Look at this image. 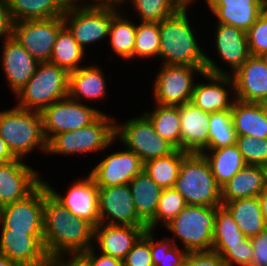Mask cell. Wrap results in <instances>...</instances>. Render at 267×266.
Returning <instances> with one entry per match:
<instances>
[{
    "label": "cell",
    "mask_w": 267,
    "mask_h": 266,
    "mask_svg": "<svg viewBox=\"0 0 267 266\" xmlns=\"http://www.w3.org/2000/svg\"><path fill=\"white\" fill-rule=\"evenodd\" d=\"M0 266H19L16 262L10 260L5 255L0 253Z\"/></svg>",
    "instance_id": "obj_57"
},
{
    "label": "cell",
    "mask_w": 267,
    "mask_h": 266,
    "mask_svg": "<svg viewBox=\"0 0 267 266\" xmlns=\"http://www.w3.org/2000/svg\"><path fill=\"white\" fill-rule=\"evenodd\" d=\"M171 2L178 8V9H187L189 8L188 5L193 3V0H171Z\"/></svg>",
    "instance_id": "obj_56"
},
{
    "label": "cell",
    "mask_w": 267,
    "mask_h": 266,
    "mask_svg": "<svg viewBox=\"0 0 267 266\" xmlns=\"http://www.w3.org/2000/svg\"><path fill=\"white\" fill-rule=\"evenodd\" d=\"M154 111L145 112L155 131L176 149H180L181 121L179 106L156 105Z\"/></svg>",
    "instance_id": "obj_35"
},
{
    "label": "cell",
    "mask_w": 267,
    "mask_h": 266,
    "mask_svg": "<svg viewBox=\"0 0 267 266\" xmlns=\"http://www.w3.org/2000/svg\"><path fill=\"white\" fill-rule=\"evenodd\" d=\"M238 266H259V265H256L254 263H246V264H241V265H238Z\"/></svg>",
    "instance_id": "obj_59"
},
{
    "label": "cell",
    "mask_w": 267,
    "mask_h": 266,
    "mask_svg": "<svg viewBox=\"0 0 267 266\" xmlns=\"http://www.w3.org/2000/svg\"><path fill=\"white\" fill-rule=\"evenodd\" d=\"M201 153L207 159L220 187L247 165L236 144L218 149H204Z\"/></svg>",
    "instance_id": "obj_29"
},
{
    "label": "cell",
    "mask_w": 267,
    "mask_h": 266,
    "mask_svg": "<svg viewBox=\"0 0 267 266\" xmlns=\"http://www.w3.org/2000/svg\"><path fill=\"white\" fill-rule=\"evenodd\" d=\"M231 77L236 100L259 103L267 98V62L262 56L251 55Z\"/></svg>",
    "instance_id": "obj_19"
},
{
    "label": "cell",
    "mask_w": 267,
    "mask_h": 266,
    "mask_svg": "<svg viewBox=\"0 0 267 266\" xmlns=\"http://www.w3.org/2000/svg\"><path fill=\"white\" fill-rule=\"evenodd\" d=\"M64 26L63 17L28 20L13 23L12 36L39 63L49 62L59 30Z\"/></svg>",
    "instance_id": "obj_13"
},
{
    "label": "cell",
    "mask_w": 267,
    "mask_h": 266,
    "mask_svg": "<svg viewBox=\"0 0 267 266\" xmlns=\"http://www.w3.org/2000/svg\"><path fill=\"white\" fill-rule=\"evenodd\" d=\"M13 23L44 20L63 16L65 9L59 0H6Z\"/></svg>",
    "instance_id": "obj_32"
},
{
    "label": "cell",
    "mask_w": 267,
    "mask_h": 266,
    "mask_svg": "<svg viewBox=\"0 0 267 266\" xmlns=\"http://www.w3.org/2000/svg\"><path fill=\"white\" fill-rule=\"evenodd\" d=\"M40 113L43 134L48 141L59 133L75 131L90 125L102 114V111L67 96L44 108Z\"/></svg>",
    "instance_id": "obj_9"
},
{
    "label": "cell",
    "mask_w": 267,
    "mask_h": 266,
    "mask_svg": "<svg viewBox=\"0 0 267 266\" xmlns=\"http://www.w3.org/2000/svg\"><path fill=\"white\" fill-rule=\"evenodd\" d=\"M205 66L162 65L153 85L154 101L159 105L179 106L191 102L194 73L202 75Z\"/></svg>",
    "instance_id": "obj_10"
},
{
    "label": "cell",
    "mask_w": 267,
    "mask_h": 266,
    "mask_svg": "<svg viewBox=\"0 0 267 266\" xmlns=\"http://www.w3.org/2000/svg\"><path fill=\"white\" fill-rule=\"evenodd\" d=\"M136 24V35L134 45V58L159 57L160 35L159 23L143 22Z\"/></svg>",
    "instance_id": "obj_40"
},
{
    "label": "cell",
    "mask_w": 267,
    "mask_h": 266,
    "mask_svg": "<svg viewBox=\"0 0 267 266\" xmlns=\"http://www.w3.org/2000/svg\"><path fill=\"white\" fill-rule=\"evenodd\" d=\"M101 71L98 66L88 65L69 72L68 96L77 101L104 98L107 87Z\"/></svg>",
    "instance_id": "obj_27"
},
{
    "label": "cell",
    "mask_w": 267,
    "mask_h": 266,
    "mask_svg": "<svg viewBox=\"0 0 267 266\" xmlns=\"http://www.w3.org/2000/svg\"><path fill=\"white\" fill-rule=\"evenodd\" d=\"M247 39L250 55L263 57L267 53V12L265 10L247 31Z\"/></svg>",
    "instance_id": "obj_45"
},
{
    "label": "cell",
    "mask_w": 267,
    "mask_h": 266,
    "mask_svg": "<svg viewBox=\"0 0 267 266\" xmlns=\"http://www.w3.org/2000/svg\"><path fill=\"white\" fill-rule=\"evenodd\" d=\"M187 16V9H179L172 16L159 22V57L165 65L205 66V72L215 75H229L219 68L199 47L195 31Z\"/></svg>",
    "instance_id": "obj_2"
},
{
    "label": "cell",
    "mask_w": 267,
    "mask_h": 266,
    "mask_svg": "<svg viewBox=\"0 0 267 266\" xmlns=\"http://www.w3.org/2000/svg\"><path fill=\"white\" fill-rule=\"evenodd\" d=\"M94 246L83 252V254L92 262L93 266H123V261L119 258L100 253L96 255Z\"/></svg>",
    "instance_id": "obj_50"
},
{
    "label": "cell",
    "mask_w": 267,
    "mask_h": 266,
    "mask_svg": "<svg viewBox=\"0 0 267 266\" xmlns=\"http://www.w3.org/2000/svg\"><path fill=\"white\" fill-rule=\"evenodd\" d=\"M94 230L92 223L74 216L48 190L44 193L43 243L49 258L87 251L94 246Z\"/></svg>",
    "instance_id": "obj_1"
},
{
    "label": "cell",
    "mask_w": 267,
    "mask_h": 266,
    "mask_svg": "<svg viewBox=\"0 0 267 266\" xmlns=\"http://www.w3.org/2000/svg\"><path fill=\"white\" fill-rule=\"evenodd\" d=\"M146 231L147 226L100 223L95 227L94 240L102 254L123 260Z\"/></svg>",
    "instance_id": "obj_23"
},
{
    "label": "cell",
    "mask_w": 267,
    "mask_h": 266,
    "mask_svg": "<svg viewBox=\"0 0 267 266\" xmlns=\"http://www.w3.org/2000/svg\"><path fill=\"white\" fill-rule=\"evenodd\" d=\"M202 77L209 80V83H195L191 102L199 109L209 113L231 110L233 102L236 100L228 92L230 87L234 90L231 75H215L204 72Z\"/></svg>",
    "instance_id": "obj_21"
},
{
    "label": "cell",
    "mask_w": 267,
    "mask_h": 266,
    "mask_svg": "<svg viewBox=\"0 0 267 266\" xmlns=\"http://www.w3.org/2000/svg\"><path fill=\"white\" fill-rule=\"evenodd\" d=\"M236 132L231 110L211 113L208 128V146L205 149H218L236 144Z\"/></svg>",
    "instance_id": "obj_37"
},
{
    "label": "cell",
    "mask_w": 267,
    "mask_h": 266,
    "mask_svg": "<svg viewBox=\"0 0 267 266\" xmlns=\"http://www.w3.org/2000/svg\"><path fill=\"white\" fill-rule=\"evenodd\" d=\"M179 114L181 121L180 150L187 153H201L208 146L211 113L188 102L179 105Z\"/></svg>",
    "instance_id": "obj_22"
},
{
    "label": "cell",
    "mask_w": 267,
    "mask_h": 266,
    "mask_svg": "<svg viewBox=\"0 0 267 266\" xmlns=\"http://www.w3.org/2000/svg\"><path fill=\"white\" fill-rule=\"evenodd\" d=\"M264 114L267 117V98H265L264 100H262L261 102H259Z\"/></svg>",
    "instance_id": "obj_58"
},
{
    "label": "cell",
    "mask_w": 267,
    "mask_h": 266,
    "mask_svg": "<svg viewBox=\"0 0 267 266\" xmlns=\"http://www.w3.org/2000/svg\"><path fill=\"white\" fill-rule=\"evenodd\" d=\"M265 171H266V187H267V166H265Z\"/></svg>",
    "instance_id": "obj_60"
},
{
    "label": "cell",
    "mask_w": 267,
    "mask_h": 266,
    "mask_svg": "<svg viewBox=\"0 0 267 266\" xmlns=\"http://www.w3.org/2000/svg\"><path fill=\"white\" fill-rule=\"evenodd\" d=\"M0 137L17 158L23 159L37 147L44 152L47 150L42 117L38 111L18 106L0 111Z\"/></svg>",
    "instance_id": "obj_4"
},
{
    "label": "cell",
    "mask_w": 267,
    "mask_h": 266,
    "mask_svg": "<svg viewBox=\"0 0 267 266\" xmlns=\"http://www.w3.org/2000/svg\"><path fill=\"white\" fill-rule=\"evenodd\" d=\"M0 253L19 266H49L43 236L1 229Z\"/></svg>",
    "instance_id": "obj_18"
},
{
    "label": "cell",
    "mask_w": 267,
    "mask_h": 266,
    "mask_svg": "<svg viewBox=\"0 0 267 266\" xmlns=\"http://www.w3.org/2000/svg\"><path fill=\"white\" fill-rule=\"evenodd\" d=\"M264 5L267 4V0H260Z\"/></svg>",
    "instance_id": "obj_61"
},
{
    "label": "cell",
    "mask_w": 267,
    "mask_h": 266,
    "mask_svg": "<svg viewBox=\"0 0 267 266\" xmlns=\"http://www.w3.org/2000/svg\"><path fill=\"white\" fill-rule=\"evenodd\" d=\"M217 17V23H224L247 32L264 12L260 0H205Z\"/></svg>",
    "instance_id": "obj_24"
},
{
    "label": "cell",
    "mask_w": 267,
    "mask_h": 266,
    "mask_svg": "<svg viewBox=\"0 0 267 266\" xmlns=\"http://www.w3.org/2000/svg\"><path fill=\"white\" fill-rule=\"evenodd\" d=\"M47 187L42 182L25 199L0 208L1 229L26 232L31 236H43L44 193Z\"/></svg>",
    "instance_id": "obj_11"
},
{
    "label": "cell",
    "mask_w": 267,
    "mask_h": 266,
    "mask_svg": "<svg viewBox=\"0 0 267 266\" xmlns=\"http://www.w3.org/2000/svg\"><path fill=\"white\" fill-rule=\"evenodd\" d=\"M98 199L100 223L147 226L137 215L129 184L99 188Z\"/></svg>",
    "instance_id": "obj_14"
},
{
    "label": "cell",
    "mask_w": 267,
    "mask_h": 266,
    "mask_svg": "<svg viewBox=\"0 0 267 266\" xmlns=\"http://www.w3.org/2000/svg\"><path fill=\"white\" fill-rule=\"evenodd\" d=\"M2 70L14 94L22 89L36 72L39 62L13 37L3 42Z\"/></svg>",
    "instance_id": "obj_20"
},
{
    "label": "cell",
    "mask_w": 267,
    "mask_h": 266,
    "mask_svg": "<svg viewBox=\"0 0 267 266\" xmlns=\"http://www.w3.org/2000/svg\"><path fill=\"white\" fill-rule=\"evenodd\" d=\"M215 48L220 59L230 65L229 75L234 74L251 56L248 47L247 32L224 23H217Z\"/></svg>",
    "instance_id": "obj_25"
},
{
    "label": "cell",
    "mask_w": 267,
    "mask_h": 266,
    "mask_svg": "<svg viewBox=\"0 0 267 266\" xmlns=\"http://www.w3.org/2000/svg\"><path fill=\"white\" fill-rule=\"evenodd\" d=\"M120 125L117 123L115 126L116 138L119 137L120 142L140 157L143 163L170 155L176 150L172 144L157 134L144 113Z\"/></svg>",
    "instance_id": "obj_8"
},
{
    "label": "cell",
    "mask_w": 267,
    "mask_h": 266,
    "mask_svg": "<svg viewBox=\"0 0 267 266\" xmlns=\"http://www.w3.org/2000/svg\"><path fill=\"white\" fill-rule=\"evenodd\" d=\"M223 206L231 213L245 237L252 238L267 228L258 196L229 201Z\"/></svg>",
    "instance_id": "obj_30"
},
{
    "label": "cell",
    "mask_w": 267,
    "mask_h": 266,
    "mask_svg": "<svg viewBox=\"0 0 267 266\" xmlns=\"http://www.w3.org/2000/svg\"><path fill=\"white\" fill-rule=\"evenodd\" d=\"M137 215L148 224L158 208L162 188L144 171L129 182Z\"/></svg>",
    "instance_id": "obj_31"
},
{
    "label": "cell",
    "mask_w": 267,
    "mask_h": 266,
    "mask_svg": "<svg viewBox=\"0 0 267 266\" xmlns=\"http://www.w3.org/2000/svg\"><path fill=\"white\" fill-rule=\"evenodd\" d=\"M144 169V163L133 151L124 149L107 155L90 171L99 188L129 184Z\"/></svg>",
    "instance_id": "obj_17"
},
{
    "label": "cell",
    "mask_w": 267,
    "mask_h": 266,
    "mask_svg": "<svg viewBox=\"0 0 267 266\" xmlns=\"http://www.w3.org/2000/svg\"><path fill=\"white\" fill-rule=\"evenodd\" d=\"M114 7H80L68 9L63 17L64 25L84 50L88 44L109 36L112 18L121 10Z\"/></svg>",
    "instance_id": "obj_12"
},
{
    "label": "cell",
    "mask_w": 267,
    "mask_h": 266,
    "mask_svg": "<svg viewBox=\"0 0 267 266\" xmlns=\"http://www.w3.org/2000/svg\"><path fill=\"white\" fill-rule=\"evenodd\" d=\"M263 58H264L265 61L267 62V53L263 56Z\"/></svg>",
    "instance_id": "obj_62"
},
{
    "label": "cell",
    "mask_w": 267,
    "mask_h": 266,
    "mask_svg": "<svg viewBox=\"0 0 267 266\" xmlns=\"http://www.w3.org/2000/svg\"><path fill=\"white\" fill-rule=\"evenodd\" d=\"M45 183L54 198L66 207L74 216L85 219L95 227L100 224L99 217V186L94 178L88 174L85 179L76 180L64 195L58 194L54 188Z\"/></svg>",
    "instance_id": "obj_15"
},
{
    "label": "cell",
    "mask_w": 267,
    "mask_h": 266,
    "mask_svg": "<svg viewBox=\"0 0 267 266\" xmlns=\"http://www.w3.org/2000/svg\"><path fill=\"white\" fill-rule=\"evenodd\" d=\"M265 188V167L246 165L221 187L222 203L259 196Z\"/></svg>",
    "instance_id": "obj_26"
},
{
    "label": "cell",
    "mask_w": 267,
    "mask_h": 266,
    "mask_svg": "<svg viewBox=\"0 0 267 266\" xmlns=\"http://www.w3.org/2000/svg\"><path fill=\"white\" fill-rule=\"evenodd\" d=\"M182 194L175 188L163 189L155 217L147 224V230L154 231L159 223L166 226L186 207Z\"/></svg>",
    "instance_id": "obj_39"
},
{
    "label": "cell",
    "mask_w": 267,
    "mask_h": 266,
    "mask_svg": "<svg viewBox=\"0 0 267 266\" xmlns=\"http://www.w3.org/2000/svg\"><path fill=\"white\" fill-rule=\"evenodd\" d=\"M12 27L13 21L10 17L7 1L0 0V37H4L3 40L12 36Z\"/></svg>",
    "instance_id": "obj_51"
},
{
    "label": "cell",
    "mask_w": 267,
    "mask_h": 266,
    "mask_svg": "<svg viewBox=\"0 0 267 266\" xmlns=\"http://www.w3.org/2000/svg\"><path fill=\"white\" fill-rule=\"evenodd\" d=\"M174 188L182 194L187 205H223L221 187L202 153H188L182 159Z\"/></svg>",
    "instance_id": "obj_3"
},
{
    "label": "cell",
    "mask_w": 267,
    "mask_h": 266,
    "mask_svg": "<svg viewBox=\"0 0 267 266\" xmlns=\"http://www.w3.org/2000/svg\"><path fill=\"white\" fill-rule=\"evenodd\" d=\"M38 174L21 158L0 163V208L30 195L43 182Z\"/></svg>",
    "instance_id": "obj_16"
},
{
    "label": "cell",
    "mask_w": 267,
    "mask_h": 266,
    "mask_svg": "<svg viewBox=\"0 0 267 266\" xmlns=\"http://www.w3.org/2000/svg\"><path fill=\"white\" fill-rule=\"evenodd\" d=\"M115 126V119L102 113L88 126L51 137L46 153L67 155L101 151L116 141Z\"/></svg>",
    "instance_id": "obj_6"
},
{
    "label": "cell",
    "mask_w": 267,
    "mask_h": 266,
    "mask_svg": "<svg viewBox=\"0 0 267 266\" xmlns=\"http://www.w3.org/2000/svg\"><path fill=\"white\" fill-rule=\"evenodd\" d=\"M16 159L17 157L11 152L8 145L0 137V163H8Z\"/></svg>",
    "instance_id": "obj_52"
},
{
    "label": "cell",
    "mask_w": 267,
    "mask_h": 266,
    "mask_svg": "<svg viewBox=\"0 0 267 266\" xmlns=\"http://www.w3.org/2000/svg\"><path fill=\"white\" fill-rule=\"evenodd\" d=\"M122 261L123 266H154L150 251V230L144 233Z\"/></svg>",
    "instance_id": "obj_46"
},
{
    "label": "cell",
    "mask_w": 267,
    "mask_h": 266,
    "mask_svg": "<svg viewBox=\"0 0 267 266\" xmlns=\"http://www.w3.org/2000/svg\"><path fill=\"white\" fill-rule=\"evenodd\" d=\"M84 53L85 50L79 46L72 33L64 25L59 30L49 63L72 72L82 67L79 64L84 58Z\"/></svg>",
    "instance_id": "obj_33"
},
{
    "label": "cell",
    "mask_w": 267,
    "mask_h": 266,
    "mask_svg": "<svg viewBox=\"0 0 267 266\" xmlns=\"http://www.w3.org/2000/svg\"><path fill=\"white\" fill-rule=\"evenodd\" d=\"M68 258L58 255L50 258L49 266H93L92 262L83 253H69Z\"/></svg>",
    "instance_id": "obj_49"
},
{
    "label": "cell",
    "mask_w": 267,
    "mask_h": 266,
    "mask_svg": "<svg viewBox=\"0 0 267 266\" xmlns=\"http://www.w3.org/2000/svg\"><path fill=\"white\" fill-rule=\"evenodd\" d=\"M169 240L166 238V240L155 241L150 230V251L154 266H183L189 252L179 248L174 238Z\"/></svg>",
    "instance_id": "obj_41"
},
{
    "label": "cell",
    "mask_w": 267,
    "mask_h": 266,
    "mask_svg": "<svg viewBox=\"0 0 267 266\" xmlns=\"http://www.w3.org/2000/svg\"><path fill=\"white\" fill-rule=\"evenodd\" d=\"M125 17L118 12L112 18L108 37L117 56L128 60L134 58L136 24Z\"/></svg>",
    "instance_id": "obj_36"
},
{
    "label": "cell",
    "mask_w": 267,
    "mask_h": 266,
    "mask_svg": "<svg viewBox=\"0 0 267 266\" xmlns=\"http://www.w3.org/2000/svg\"><path fill=\"white\" fill-rule=\"evenodd\" d=\"M216 207L186 205L165 227L188 252L212 249Z\"/></svg>",
    "instance_id": "obj_7"
},
{
    "label": "cell",
    "mask_w": 267,
    "mask_h": 266,
    "mask_svg": "<svg viewBox=\"0 0 267 266\" xmlns=\"http://www.w3.org/2000/svg\"><path fill=\"white\" fill-rule=\"evenodd\" d=\"M183 266H225V263L218 252L210 249L189 252Z\"/></svg>",
    "instance_id": "obj_47"
},
{
    "label": "cell",
    "mask_w": 267,
    "mask_h": 266,
    "mask_svg": "<svg viewBox=\"0 0 267 266\" xmlns=\"http://www.w3.org/2000/svg\"><path fill=\"white\" fill-rule=\"evenodd\" d=\"M231 112L236 136L267 138V117L259 103L234 100Z\"/></svg>",
    "instance_id": "obj_28"
},
{
    "label": "cell",
    "mask_w": 267,
    "mask_h": 266,
    "mask_svg": "<svg viewBox=\"0 0 267 266\" xmlns=\"http://www.w3.org/2000/svg\"><path fill=\"white\" fill-rule=\"evenodd\" d=\"M138 17L143 22L159 23L179 9L171 0H130Z\"/></svg>",
    "instance_id": "obj_42"
},
{
    "label": "cell",
    "mask_w": 267,
    "mask_h": 266,
    "mask_svg": "<svg viewBox=\"0 0 267 266\" xmlns=\"http://www.w3.org/2000/svg\"><path fill=\"white\" fill-rule=\"evenodd\" d=\"M224 260L225 266H237L252 263L253 250L250 238H245L236 246H212Z\"/></svg>",
    "instance_id": "obj_44"
},
{
    "label": "cell",
    "mask_w": 267,
    "mask_h": 266,
    "mask_svg": "<svg viewBox=\"0 0 267 266\" xmlns=\"http://www.w3.org/2000/svg\"><path fill=\"white\" fill-rule=\"evenodd\" d=\"M250 239L253 250L252 263L267 266V228Z\"/></svg>",
    "instance_id": "obj_48"
},
{
    "label": "cell",
    "mask_w": 267,
    "mask_h": 266,
    "mask_svg": "<svg viewBox=\"0 0 267 266\" xmlns=\"http://www.w3.org/2000/svg\"><path fill=\"white\" fill-rule=\"evenodd\" d=\"M98 1V6H103V7H114L119 9L120 4L127 3L129 2L128 0H97Z\"/></svg>",
    "instance_id": "obj_55"
},
{
    "label": "cell",
    "mask_w": 267,
    "mask_h": 266,
    "mask_svg": "<svg viewBox=\"0 0 267 266\" xmlns=\"http://www.w3.org/2000/svg\"><path fill=\"white\" fill-rule=\"evenodd\" d=\"M245 238L231 213L223 205L216 207L212 246H236Z\"/></svg>",
    "instance_id": "obj_38"
},
{
    "label": "cell",
    "mask_w": 267,
    "mask_h": 266,
    "mask_svg": "<svg viewBox=\"0 0 267 266\" xmlns=\"http://www.w3.org/2000/svg\"><path fill=\"white\" fill-rule=\"evenodd\" d=\"M69 72L49 62L39 63L34 75L15 95L19 108L41 112L68 96Z\"/></svg>",
    "instance_id": "obj_5"
},
{
    "label": "cell",
    "mask_w": 267,
    "mask_h": 266,
    "mask_svg": "<svg viewBox=\"0 0 267 266\" xmlns=\"http://www.w3.org/2000/svg\"><path fill=\"white\" fill-rule=\"evenodd\" d=\"M236 145L247 165L267 166V138L237 136Z\"/></svg>",
    "instance_id": "obj_43"
},
{
    "label": "cell",
    "mask_w": 267,
    "mask_h": 266,
    "mask_svg": "<svg viewBox=\"0 0 267 266\" xmlns=\"http://www.w3.org/2000/svg\"><path fill=\"white\" fill-rule=\"evenodd\" d=\"M258 198L260 201L263 218L267 224V187L259 194Z\"/></svg>",
    "instance_id": "obj_54"
},
{
    "label": "cell",
    "mask_w": 267,
    "mask_h": 266,
    "mask_svg": "<svg viewBox=\"0 0 267 266\" xmlns=\"http://www.w3.org/2000/svg\"><path fill=\"white\" fill-rule=\"evenodd\" d=\"M64 7L65 10L73 9V8H80V7H97L98 2L97 0H94L92 3H86V4H79L82 0H59ZM79 1V3H77ZM89 1V0H88ZM93 1V0H91Z\"/></svg>",
    "instance_id": "obj_53"
},
{
    "label": "cell",
    "mask_w": 267,
    "mask_h": 266,
    "mask_svg": "<svg viewBox=\"0 0 267 266\" xmlns=\"http://www.w3.org/2000/svg\"><path fill=\"white\" fill-rule=\"evenodd\" d=\"M187 154L176 149L170 155L145 162L143 171L162 189L174 188L182 159Z\"/></svg>",
    "instance_id": "obj_34"
}]
</instances>
